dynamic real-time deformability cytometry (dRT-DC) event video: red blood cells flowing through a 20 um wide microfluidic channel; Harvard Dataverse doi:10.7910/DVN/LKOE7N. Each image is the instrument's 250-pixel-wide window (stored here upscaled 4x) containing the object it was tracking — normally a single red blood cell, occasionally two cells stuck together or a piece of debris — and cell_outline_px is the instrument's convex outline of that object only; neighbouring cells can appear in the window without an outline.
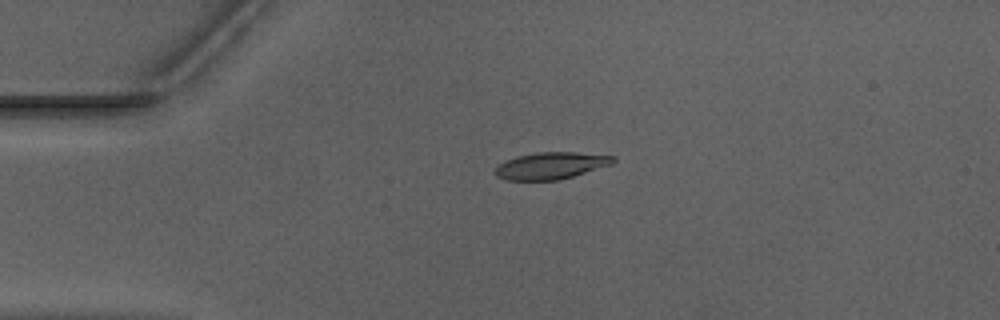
{"species": "Egyptian fruit bat (a non-hibernating species)", "species_latin": "Rousettus aegyptiacus", "temperature_condition": "warm", "stored_images_in_passage": 41, "camera_frame_rate_fps": 3000, "um_per_image_px": 0.085, "animal": {"sex": "male"}, "frame": {"image": 1, "passage_image": 1, "time_ms": 0.0, "image_size_px": [1000, 320], "cell_outline_px": [[616, 160], [612, 164], [572, 176], [556, 180], [508, 180], [496, 176], [496, 168], [504, 160], [516, 156], [536, 152], [576, 152], [616, 156]], "centroid_in_image_um": [46.83, 14.06], "position_along_channel_um": 38.2, "area_um2": 18.38}}
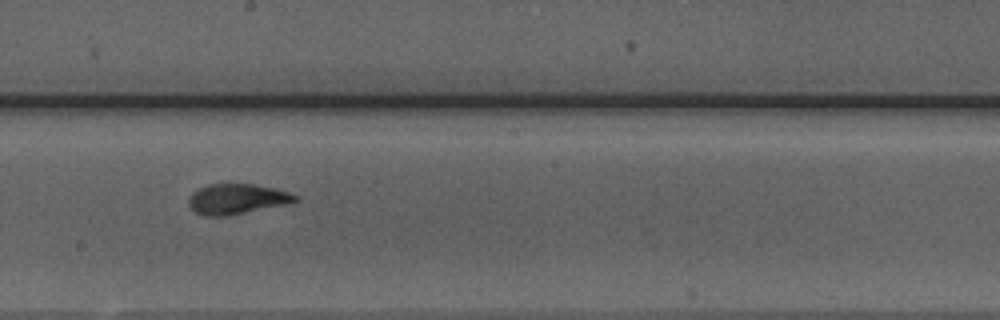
{"frame": {"image": 2, "passage_image": 18, "time_ms": 5.667, "image_size_px": [1000, 320], "cell_outline_px": [[300, 200], [292, 204], [228, 216], [204, 216], [196, 212], [188, 204], [188, 200], [192, 192], [208, 184], [252, 184], [276, 188], [300, 196]], "centroid_in_image_um": [20.22, 16.93], "position_along_channel_um": 228.0, "area_um2": 19.19}}
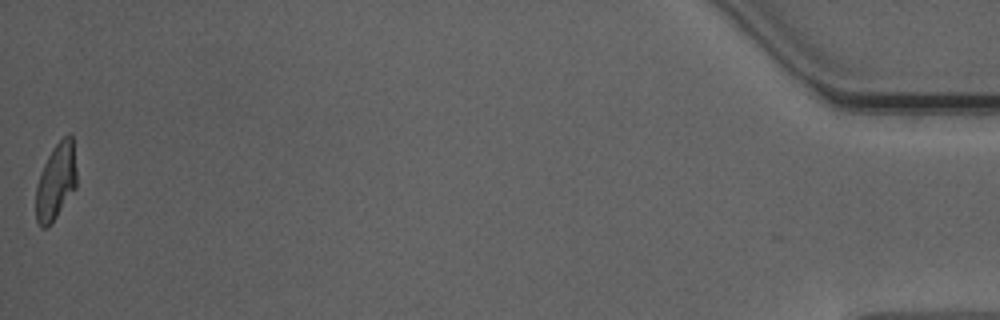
{"frame": {"image": 3, "passage_image": 41, "time_ms": 13.333, "image_size_px": [1000, 320], "cell_outline_px": [[76, 188], [48, 228], [40, 228], [36, 220], [36, 188], [44, 164], [52, 148], [68, 132], [72, 132], [76, 168]], "centroid_in_image_um": [4.77, 15.42], "position_along_channel_um": 430.4, "area_um2": 18.21}, "authors_computed_cell_mechanics": {"area_um2": 18.8428, "velocity_mm_per_s": 3.9519, "shape_relaxation_time_tau1_ms": 4.4438, "shape_relaxation_time_tau2_ms": 0.8979, "deformation_change_tau1": 0.1712, "deformation_change_tau2": 0.0723}}